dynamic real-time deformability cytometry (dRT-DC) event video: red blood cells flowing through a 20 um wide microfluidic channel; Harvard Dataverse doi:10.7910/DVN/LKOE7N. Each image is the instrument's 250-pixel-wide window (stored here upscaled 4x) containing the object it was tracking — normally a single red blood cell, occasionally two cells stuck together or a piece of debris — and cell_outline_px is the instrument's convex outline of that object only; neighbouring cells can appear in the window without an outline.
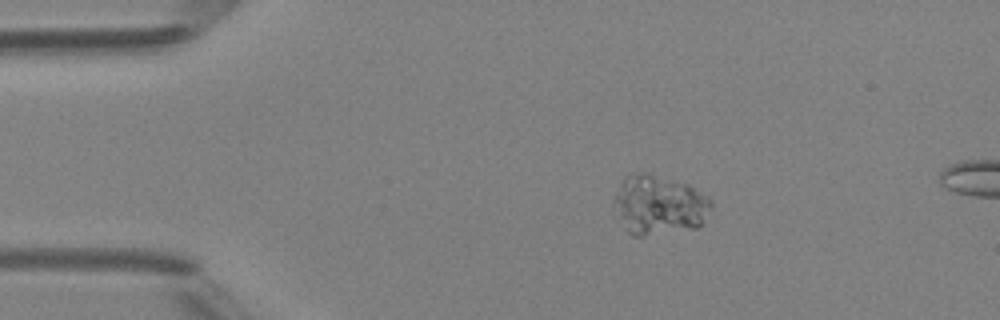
{"species": "Egyptian fruit bat (a non-hibernating species)", "species_latin": "Rousettus aegyptiacus", "temperature_condition": "room temperature", "stored_images_in_passage": 3, "camera_frame_rate_fps": 3000, "um_per_image_px": 0.085, "animal": {"sex": "female"}, "frame": {"image": 1, "passage_image": 2, "time_ms": 1.0, "image_size_px": [1000, 320], "cell_outline_px": [[712, 208], [700, 224], [696, 228], [644, 236], [632, 236], [628, 232], [616, 216], [612, 208], [612, 200], [620, 184], [628, 176], [640, 172], [648, 172], [688, 184], [708, 196], [712, 200]], "centroid_in_image_um": [55.99, 17.42], "position_along_channel_um": 29.0, "area_um2": 34.04}}